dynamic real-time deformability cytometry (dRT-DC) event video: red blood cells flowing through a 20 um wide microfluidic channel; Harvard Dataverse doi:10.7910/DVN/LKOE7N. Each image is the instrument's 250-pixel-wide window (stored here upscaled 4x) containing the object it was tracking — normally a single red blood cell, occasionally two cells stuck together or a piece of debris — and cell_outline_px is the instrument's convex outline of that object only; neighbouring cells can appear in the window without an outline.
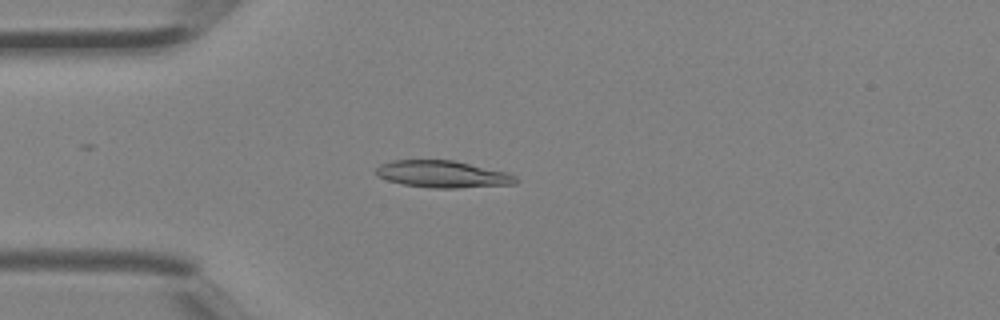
{"species": "Egyptian fruit bat (a non-hibernating species)", "species_latin": "Rousettus aegyptiacus", "temperature_condition": "room temperature", "stored_images_in_passage": 2, "camera_frame_rate_fps": 3000, "um_per_image_px": 0.085, "animal": {"sex": "female"}, "frame": {"image": 1, "passage_image": 2, "time_ms": 0.333, "image_size_px": [1000, 320], "cell_outline_px": [[516, 184], [456, 188], [432, 188], [404, 184], [388, 180], [376, 176], [376, 168], [380, 164], [392, 160], [452, 160], [508, 172], [516, 176]], "centroid_in_image_um": [37.62, 14.8], "position_along_channel_um": 47.4, "area_um2": 21.91}}